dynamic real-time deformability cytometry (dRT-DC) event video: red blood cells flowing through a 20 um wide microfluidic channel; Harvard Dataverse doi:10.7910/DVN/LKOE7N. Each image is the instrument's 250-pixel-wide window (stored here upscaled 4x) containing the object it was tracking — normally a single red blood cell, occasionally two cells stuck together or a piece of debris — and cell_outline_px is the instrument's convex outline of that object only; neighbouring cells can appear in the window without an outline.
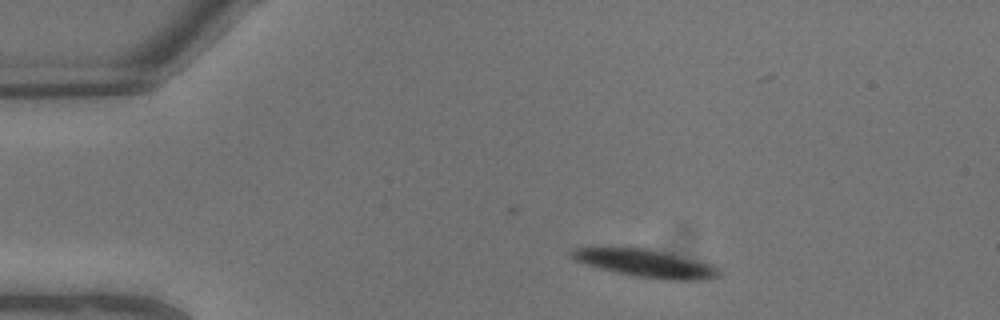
{"species": "common noctule bat (a hibernating species)", "species_latin": "Nyctalus noctula", "temperature_condition": "warm", "stored_images_in_passage": 7, "camera_frame_rate_fps": 3000, "um_per_image_px": 0.085, "animal": {"sex": "male", "body_mass_g": 13.3}, "frame": {"image": 1, "passage_image": 2, "time_ms": 0.333, "image_size_px": [1000, 320], "cell_outline_px": [[720, 276], [708, 280], [664, 280], [632, 276], [612, 272], [576, 260], [568, 252], [576, 248], [648, 248], [716, 264], [720, 272]], "centroid_in_image_um": [54.99, 22.4], "position_along_channel_um": 30.0, "area_um2": 23.99}}
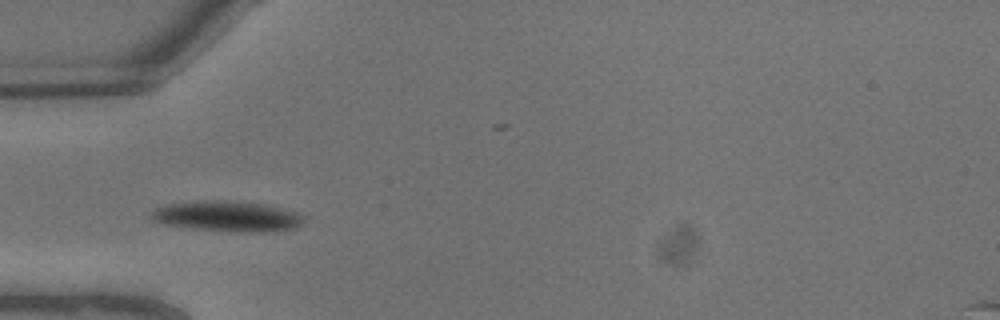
{"frame": {"image": 2, "passage_image": 5, "time_ms": 1.333, "image_size_px": [1000, 320], "cell_outline_px": [[308, 216], [304, 224], [296, 228], [276, 232], [244, 232], [192, 228], [160, 224], [152, 220], [148, 216], [156, 208], [164, 204], [200, 200], [228, 200], [264, 204], [300, 212]], "centroid_in_image_um": [19.39, 18.38], "position_along_channel_um": 65.6, "area_um2": 27.92}}